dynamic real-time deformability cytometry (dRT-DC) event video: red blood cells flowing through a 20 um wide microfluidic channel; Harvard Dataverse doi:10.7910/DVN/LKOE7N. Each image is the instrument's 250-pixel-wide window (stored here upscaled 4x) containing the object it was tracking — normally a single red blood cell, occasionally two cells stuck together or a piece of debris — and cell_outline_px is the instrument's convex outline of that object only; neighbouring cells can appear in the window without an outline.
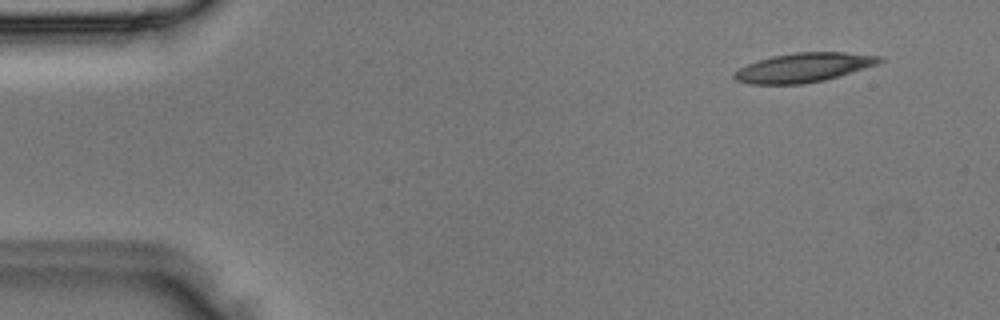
{"species": "Egyptian fruit bat (a non-hibernating species)", "species_latin": "Rousettus aegyptiacus", "temperature_condition": "room temperature", "stored_images_in_passage": 3, "camera_frame_rate_fps": 3000, "um_per_image_px": 0.085, "animal": {"sex": "male"}, "frame": {"image": 1, "passage_image": 1, "time_ms": 0.0, "image_size_px": [1000, 320], "cell_outline_px": [[884, 60], [876, 64], [864, 68], [824, 80], [800, 84], [748, 84], [736, 80], [732, 76], [740, 68], [748, 64], [772, 56], [796, 52], [844, 52], [880, 56]], "centroid_in_image_um": [68.29, 5.74], "position_along_channel_um": 16.7, "area_um2": 24.33}}